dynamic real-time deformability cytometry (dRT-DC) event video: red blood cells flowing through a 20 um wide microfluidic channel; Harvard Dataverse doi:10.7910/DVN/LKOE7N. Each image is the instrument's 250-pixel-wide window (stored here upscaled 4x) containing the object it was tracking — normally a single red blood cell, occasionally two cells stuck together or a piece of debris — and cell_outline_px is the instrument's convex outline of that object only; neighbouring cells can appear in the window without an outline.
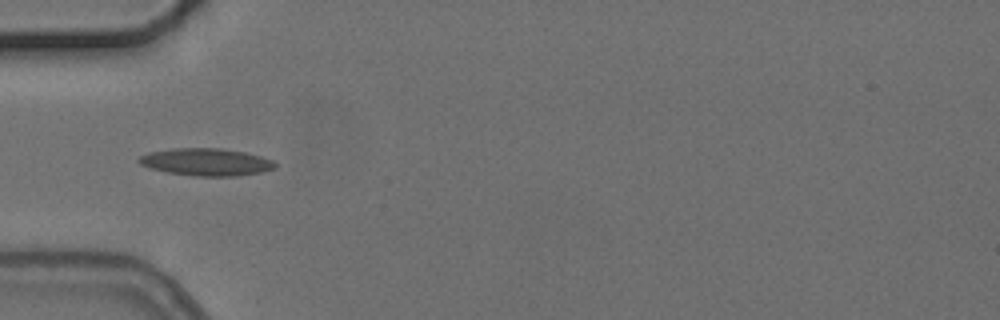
{"species": "common noctule bat (a hibernating species)", "species_latin": "Nyctalus noctula", "temperature_condition": "cold", "stored_images_in_passage": 1, "camera_frame_rate_fps": 3000, "um_per_image_px": 0.085, "animal": {"sex": "female", "body_mass_g": 24.6, "forearm_length_mm": 56.2}, "frame": {"image": 1, "passage_image": 1, "time_ms": 0.0, "image_size_px": [1000, 320], "cell_outline_px": [[276, 168], [260, 172], [236, 176], [196, 176], [168, 172], [152, 168], [140, 164], [136, 160], [140, 156], [148, 152], [172, 148], [220, 148], [244, 152], [260, 156], [272, 160], [276, 164]], "centroid_in_image_um": [17.51, 13.76], "position_along_channel_um": 67.5, "area_um2": 21.62}}